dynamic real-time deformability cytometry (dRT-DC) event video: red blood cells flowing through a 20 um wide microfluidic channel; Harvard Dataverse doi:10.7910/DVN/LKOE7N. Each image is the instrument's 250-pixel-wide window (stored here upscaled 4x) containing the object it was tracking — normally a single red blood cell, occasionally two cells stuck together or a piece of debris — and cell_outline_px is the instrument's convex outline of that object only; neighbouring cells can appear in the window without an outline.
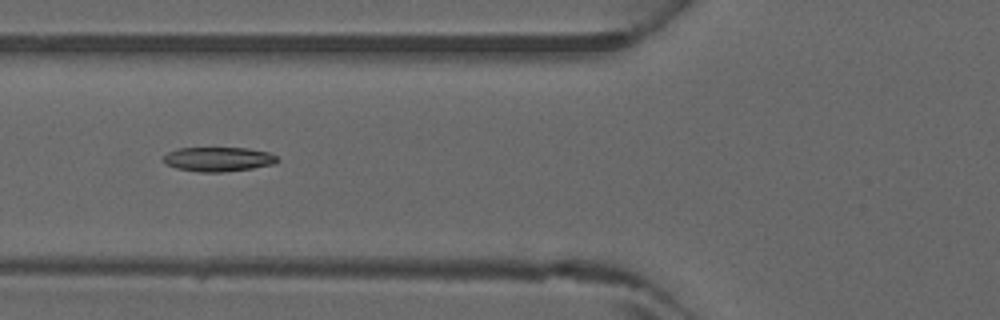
{"species": "common noctule bat (a hibernating species)", "species_latin": "Nyctalus noctula", "temperature_condition": "warm", "stored_images_in_passage": 4, "camera_frame_rate_fps": 3000, "um_per_image_px": 0.085, "animal": {"sex": "male", "forearm_length_mm": 52.5}, "frame": {"image": 1, "passage_image": 3, "time_ms": 0.667, "image_size_px": [1000, 320], "cell_outline_px": [[280, 160], [272, 164], [252, 168], [224, 172], [200, 172], [176, 168], [164, 164], [160, 160], [168, 152], [176, 148], [248, 148], [268, 152], [276, 156]], "centroid_in_image_um": [18.5, 13.53], "position_along_channel_um": 107.3, "area_um2": 16.3}}
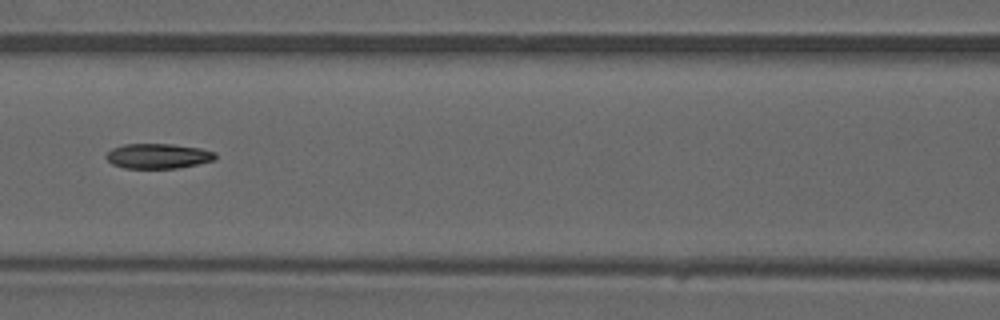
{"frame": {"image": 2, "passage_image": 4, "time_ms": 1.0, "image_size_px": [1000, 320], "cell_outline_px": [[216, 160], [180, 168], [124, 168], [112, 164], [104, 156], [112, 148], [124, 144], [172, 144], [200, 148], [216, 152]], "centroid_in_image_um": [13.45, 13.26], "position_along_channel_um": 153.1, "area_um2": 16.01}}